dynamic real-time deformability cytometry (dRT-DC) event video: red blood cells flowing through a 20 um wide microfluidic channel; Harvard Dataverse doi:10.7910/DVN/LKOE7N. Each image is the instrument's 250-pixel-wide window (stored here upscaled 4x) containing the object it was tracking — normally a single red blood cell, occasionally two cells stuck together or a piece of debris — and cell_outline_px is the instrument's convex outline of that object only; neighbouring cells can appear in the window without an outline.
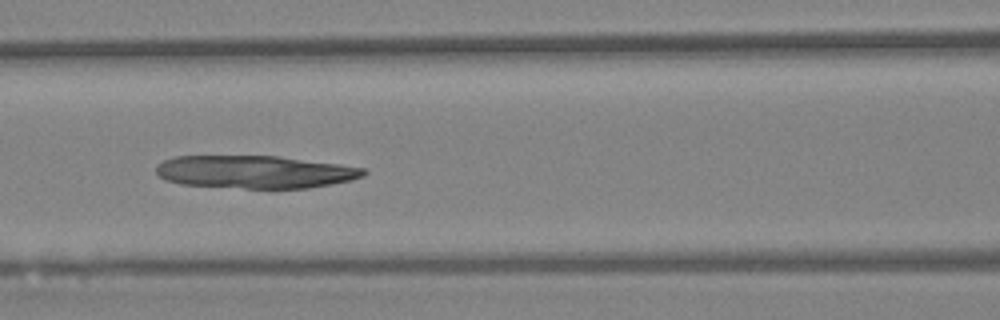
{"species": "Egyptian fruit bat (a non-hibernating species)", "species_latin": "Rousettus aegyptiacus", "temperature_condition": "warm", "stored_images_in_passage": 58, "camera_frame_rate_fps": 3000, "um_per_image_px": 0.085, "animal": {"sex": "female"}, "frame": {"image": 1, "passage_image": 22, "time_ms": 7.0, "image_size_px": [1000, 320], "cell_outline_px": [[368, 172], [364, 176], [352, 180], [308, 188], [244, 188], [180, 184], [164, 180], [156, 172], [156, 164], [164, 160], [176, 156], [280, 156], [340, 164], [364, 168]], "centroid_in_image_um": [21.67, 14.61], "position_along_channel_um": 144.9, "area_um2": 39.77}}